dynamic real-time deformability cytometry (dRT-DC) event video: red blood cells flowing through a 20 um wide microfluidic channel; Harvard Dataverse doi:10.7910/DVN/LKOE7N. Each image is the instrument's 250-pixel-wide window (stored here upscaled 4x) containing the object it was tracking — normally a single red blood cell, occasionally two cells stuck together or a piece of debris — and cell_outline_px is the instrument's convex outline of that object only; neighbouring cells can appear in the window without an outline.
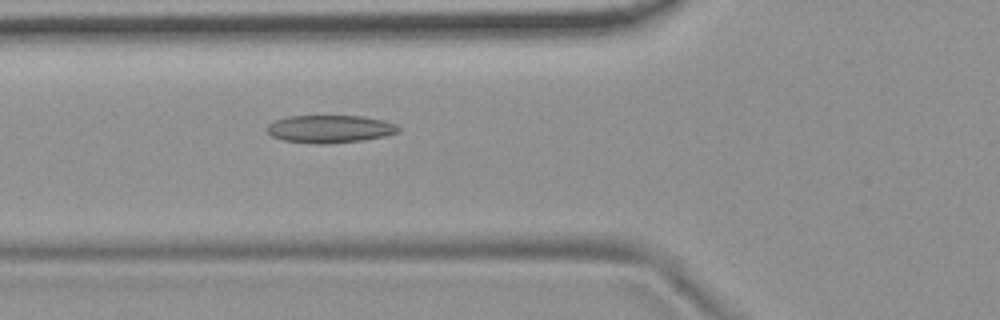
{"species": "common noctule bat (a hibernating species)", "species_latin": "Nyctalus noctula", "temperature_condition": "room temperature", "stored_images_in_passage": 6, "camera_frame_rate_fps": 3000, "um_per_image_px": 0.085, "animal": {"sex": "female", "body_mass_g": 19.9}, "frame": {"image": 1, "passage_image": 6, "time_ms": 5.667, "image_size_px": [1000, 320], "cell_outline_px": [[400, 132], [384, 136], [364, 140], [328, 144], [316, 144], [284, 140], [272, 136], [268, 132], [268, 124], [276, 120], [288, 116], [364, 116], [384, 120], [396, 124], [400, 128]], "centroid_in_image_um": [28.09, 10.96], "position_along_channel_um": 97.7, "area_um2": 21.27}}